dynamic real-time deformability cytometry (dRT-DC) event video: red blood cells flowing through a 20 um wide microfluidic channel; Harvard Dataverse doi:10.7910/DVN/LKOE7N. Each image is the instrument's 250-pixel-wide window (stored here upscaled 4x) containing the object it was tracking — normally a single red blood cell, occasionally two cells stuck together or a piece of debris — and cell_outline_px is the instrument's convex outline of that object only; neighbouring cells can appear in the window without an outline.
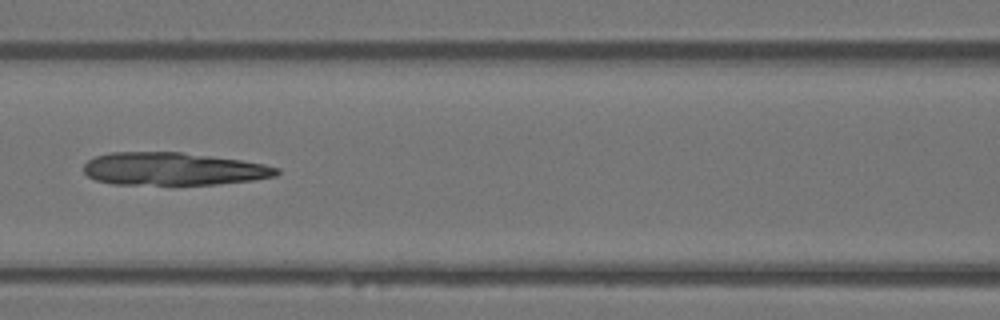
{"species": "Egyptian fruit bat (a non-hibernating species)", "species_latin": "Rousettus aegyptiacus", "temperature_condition": "warm", "stored_images_in_passage": 43, "camera_frame_rate_fps": 3000, "um_per_image_px": 0.085, "animal": {"sex": "female"}, "frame": {"image": 1, "passage_image": 18, "time_ms": 5.667, "image_size_px": [1000, 320], "cell_outline_px": [[280, 172], [276, 176], [252, 180], [216, 184], [112, 184], [96, 180], [88, 176], [84, 172], [84, 164], [88, 160], [96, 156], [108, 152], [180, 152], [240, 160], [264, 164], [280, 168]], "centroid_in_image_um": [14.71, 14.35], "position_along_channel_um": 151.9, "area_um2": 36.7}}
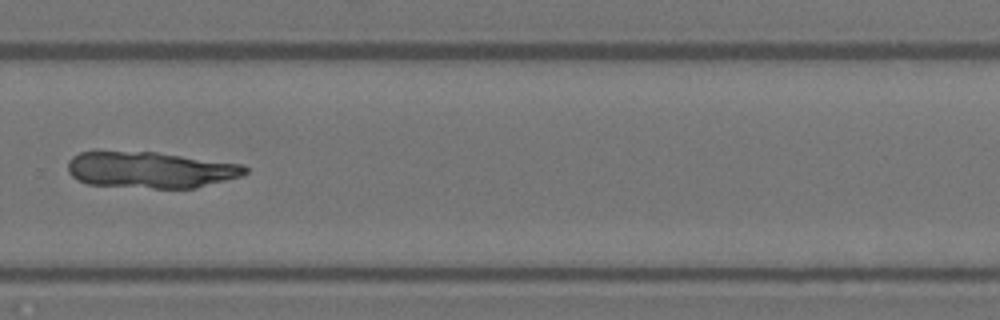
{"frame": {"image": 2, "passage_image": 29, "time_ms": 9.333, "image_size_px": [1000, 320], "cell_outline_px": [[248, 172], [240, 176], [196, 188], [152, 188], [88, 184], [76, 180], [68, 172], [68, 160], [72, 156], [80, 152], [156, 152], [240, 164], [248, 168]], "centroid_in_image_um": [12.76, 14.44], "position_along_channel_um": 317.0, "area_um2": 37.22}}
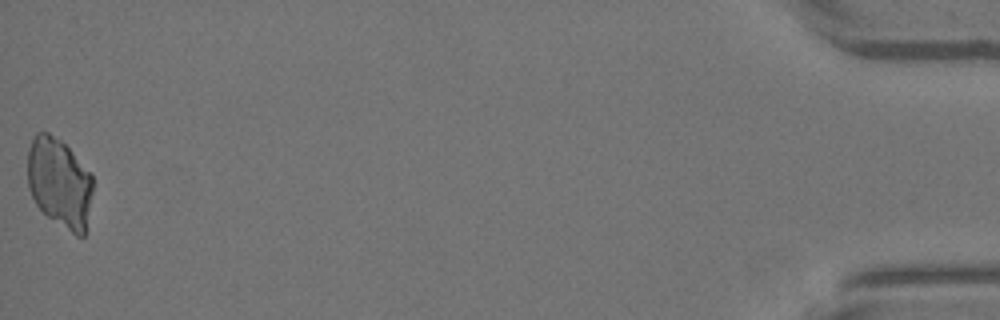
{"frame": {"image": 3, "passage_image": 43, "time_ms": 14.0, "image_size_px": [1000, 320], "cell_outline_px": [[92, 192], [84, 236], [76, 236], [48, 216], [36, 204], [28, 188], [28, 148], [36, 132], [48, 132], [60, 140], [72, 152], [92, 176]], "centroid_in_image_um": [5.03, 15.53], "position_along_channel_um": 430.2, "area_um2": 33.58}}